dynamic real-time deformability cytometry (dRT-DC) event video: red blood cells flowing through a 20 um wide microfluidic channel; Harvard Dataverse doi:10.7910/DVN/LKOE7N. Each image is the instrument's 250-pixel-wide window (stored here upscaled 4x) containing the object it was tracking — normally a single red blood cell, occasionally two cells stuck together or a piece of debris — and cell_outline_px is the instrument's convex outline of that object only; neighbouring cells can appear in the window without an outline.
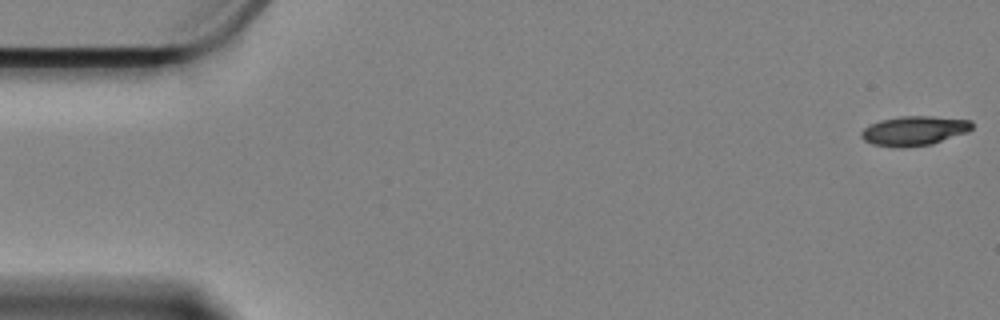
{"species": "Egyptian fruit bat (a non-hibernating species)", "species_latin": "Rousettus aegyptiacus", "temperature_condition": "cold", "stored_images_in_passage": 54, "camera_frame_rate_fps": 3000, "um_per_image_px": 0.085, "animal": {"sex": "female"}, "frame": {"image": 1, "passage_image": 1, "time_ms": 0.0, "image_size_px": [1000, 320], "cell_outline_px": [[972, 128], [968, 132], [932, 144], [900, 148], [872, 144], [864, 140], [860, 136], [860, 132], [864, 128], [880, 120], [900, 116], [932, 116], [972, 120]], "centroid_in_image_um": [77.71, 11.11], "position_along_channel_um": 7.3, "area_um2": 19.07}}
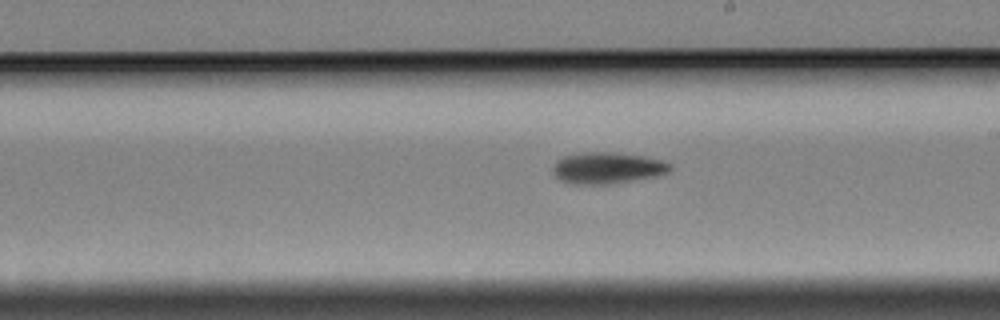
{"frame": {"image": 2, "passage_image": 33, "time_ms": 10.667, "image_size_px": [1000, 320], "cell_outline_px": [[672, 168], [668, 172], [656, 176], [612, 184], [572, 184], [560, 180], [552, 172], [552, 164], [556, 160], [564, 156], [584, 152], [612, 152], [644, 156], [660, 160], [672, 164]], "centroid_in_image_um": [51.59, 14.28], "position_along_channel_um": 237.4, "area_um2": 21.62}}
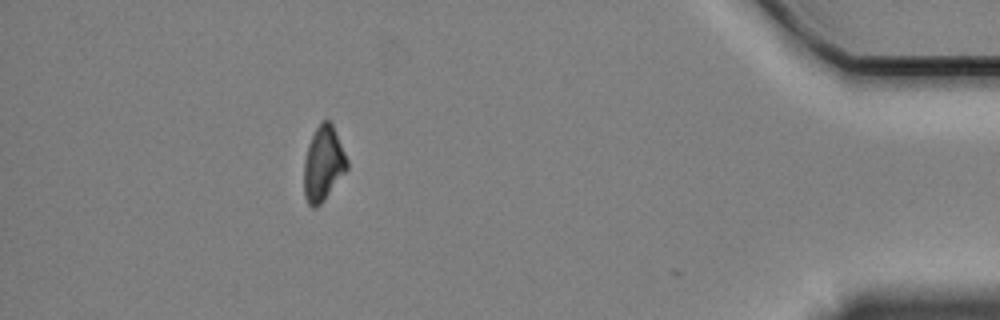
{"frame": {"image": 3, "passage_image": 53, "time_ms": 17.333, "image_size_px": [1000, 320], "cell_outline_px": [[348, 168], [324, 200], [316, 208], [312, 208], [308, 204], [304, 196], [304, 160], [308, 144], [320, 120], [328, 120], [332, 124], [348, 160]], "centroid_in_image_um": [27.46, 13.92], "position_along_channel_um": 407.7, "area_um2": 18.73}, "authors_computed_cell_mechanics": {"area_um2": 19.941, "velocity_mm_per_s": 3.3573, "shape_relaxation_time_tau1_ms": 6.8286, "shape_relaxation_time_tau2_ms": null, "deformation_change_tau1": 0.1551, "deformation_change_tau2": null}}